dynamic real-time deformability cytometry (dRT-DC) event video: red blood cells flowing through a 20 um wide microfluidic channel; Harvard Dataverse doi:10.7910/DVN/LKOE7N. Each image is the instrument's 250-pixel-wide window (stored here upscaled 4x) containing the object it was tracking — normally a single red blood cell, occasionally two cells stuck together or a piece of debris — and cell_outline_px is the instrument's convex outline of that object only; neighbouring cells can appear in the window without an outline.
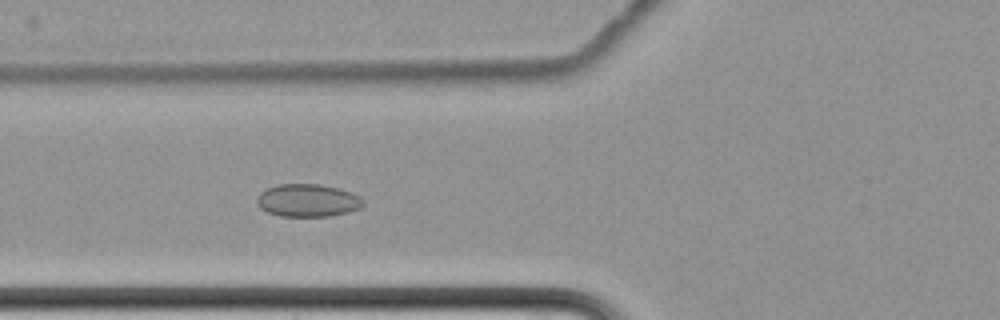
{"species": "common noctule bat (a hibernating species)", "species_latin": "Nyctalus noctula", "temperature_condition": "cold", "stored_images_in_passage": 7, "camera_frame_rate_fps": 3000, "um_per_image_px": 0.085, "animal": {"sex": "female", "body_mass_g": 22.7, "forearm_length_mm": 54.2}, "frame": {"image": 1, "passage_image": 7, "time_ms": 7.0, "image_size_px": [1000, 320], "cell_outline_px": [[364, 204], [360, 208], [348, 212], [328, 216], [280, 216], [268, 212], [260, 208], [256, 204], [256, 200], [260, 192], [276, 184], [320, 184], [340, 188], [360, 196], [364, 200]], "centroid_in_image_um": [26.15, 17.03], "position_along_channel_um": 99.6, "area_um2": 20.4}}